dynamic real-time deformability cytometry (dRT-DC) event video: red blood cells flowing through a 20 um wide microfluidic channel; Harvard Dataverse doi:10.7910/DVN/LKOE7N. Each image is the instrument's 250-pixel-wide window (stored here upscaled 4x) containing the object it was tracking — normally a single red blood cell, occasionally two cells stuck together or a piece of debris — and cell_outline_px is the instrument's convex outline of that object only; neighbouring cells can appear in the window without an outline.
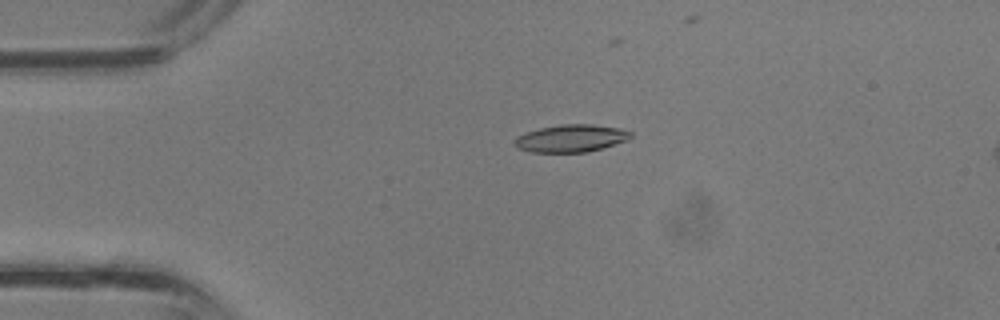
{"species": "common noctule bat (a hibernating species)", "species_latin": "Nyctalus noctula", "temperature_condition": "room temperature", "stored_images_in_passage": 27, "camera_frame_rate_fps": 3000, "um_per_image_px": 0.085, "animal": {"sex": "male", "body_mass_g": 13.3}, "frame": {"image": 1, "passage_image": 5, "time_ms": 1.333, "image_size_px": [1000, 320], "cell_outline_px": [[632, 136], [624, 140], [588, 152], [532, 152], [520, 148], [516, 144], [516, 136], [540, 128], [560, 124], [592, 124], [616, 128], [632, 132]], "centroid_in_image_um": [48.52, 11.75], "position_along_channel_um": 36.5, "area_um2": 18.03}}
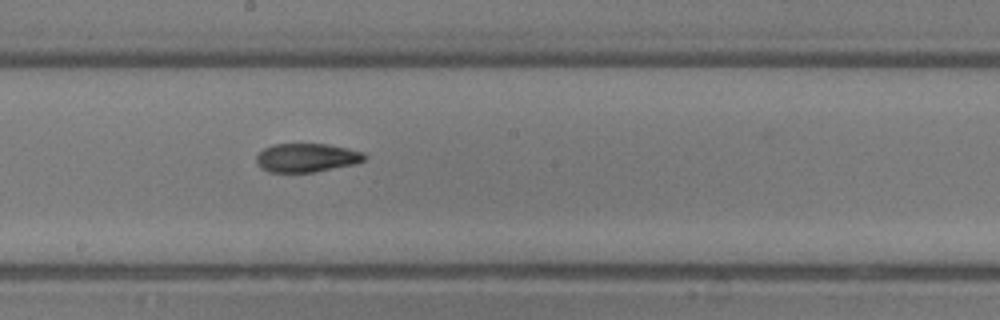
{"frame": {"image": 2, "passage_image": 17, "time_ms": 5.333, "image_size_px": [1000, 320], "cell_outline_px": [[368, 156], [364, 160], [352, 164], [312, 172], [268, 172], [256, 160], [256, 156], [264, 148], [276, 144], [324, 144], [364, 152]], "centroid_in_image_um": [26.07, 13.4], "position_along_channel_um": 222.1, "area_um2": 17.63}}
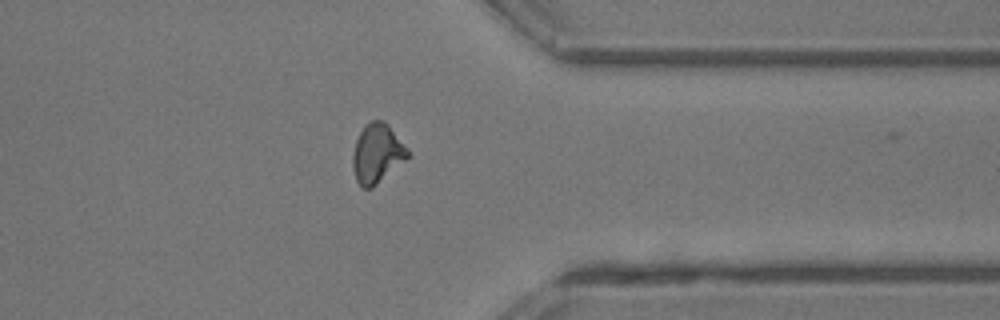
{"frame": {"image": 3, "passage_image": 26, "time_ms": 8.333, "image_size_px": [1000, 320], "cell_outline_px": [[412, 156], [372, 188], [364, 188], [356, 180], [352, 164], [352, 156], [356, 140], [360, 132], [372, 120], [384, 120], [388, 124], [408, 148]], "centroid_in_image_um": [32.09, 13.05], "position_along_channel_um": 379.3, "area_um2": 19.07}}